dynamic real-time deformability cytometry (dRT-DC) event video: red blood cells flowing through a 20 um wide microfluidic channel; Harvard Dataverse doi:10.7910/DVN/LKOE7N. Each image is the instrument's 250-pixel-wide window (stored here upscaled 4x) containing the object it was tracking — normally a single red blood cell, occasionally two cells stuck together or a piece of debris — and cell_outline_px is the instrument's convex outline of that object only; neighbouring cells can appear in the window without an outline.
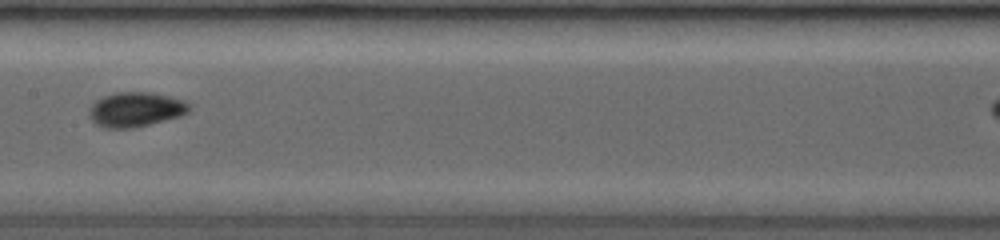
{"species": "common noctule bat (a hibernating species)", "species_latin": "Nyctalus noctula", "temperature_condition": "room temperature", "stored_images_in_passage": 14, "camera_frame_rate_fps": 3500, "um_per_image_px": 0.085, "animal": {"sex": "female", "body_mass_g": 19.0, "forearm_length_mm": 53.3}, "frame": {"image": 1, "passage_image": 7, "time_ms": 4.857, "image_size_px": [1000, 240], "cell_outline_px": [[188, 112], [180, 116], [132, 128], [104, 128], [96, 124], [92, 120], [92, 108], [104, 96], [120, 92], [144, 92], [164, 96], [180, 100], [188, 104]], "centroid_in_image_um": [11.54, 9.33], "position_along_channel_um": 195.9, "area_um2": 19.13}}
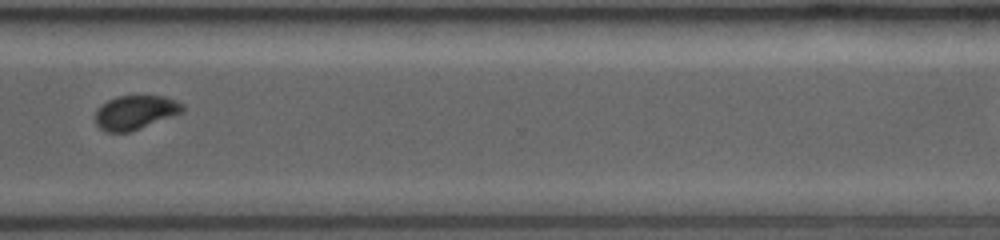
{"frame": {"image": 2, "passage_image": 12, "time_ms": 8.857, "image_size_px": [1000, 240], "cell_outline_px": [[184, 112], [140, 128], [128, 132], [108, 132], [100, 128], [96, 124], [96, 112], [100, 104], [116, 96], [164, 96], [176, 100], [184, 104]], "centroid_in_image_um": [11.51, 9.54], "position_along_channel_um": 359.1, "area_um2": 17.28}}